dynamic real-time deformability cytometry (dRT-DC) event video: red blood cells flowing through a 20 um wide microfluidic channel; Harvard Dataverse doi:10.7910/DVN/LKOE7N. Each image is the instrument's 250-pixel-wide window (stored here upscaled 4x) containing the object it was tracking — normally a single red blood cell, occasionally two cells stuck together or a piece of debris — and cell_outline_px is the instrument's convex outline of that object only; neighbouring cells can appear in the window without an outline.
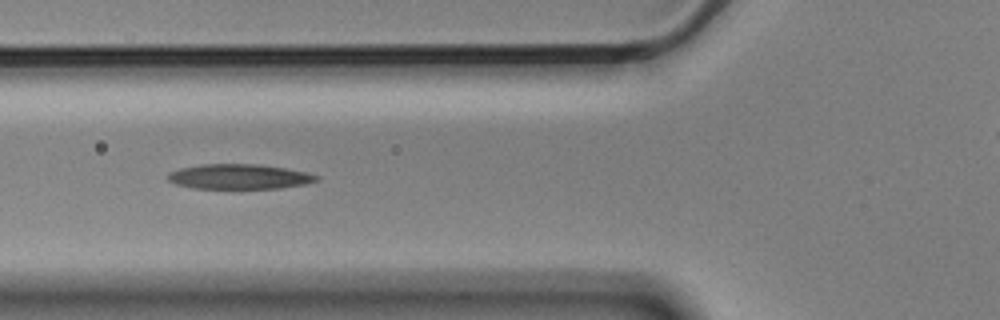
{"species": "Egyptian fruit bat (a non-hibernating species)", "species_latin": "Rousettus aegyptiacus", "temperature_condition": "cold", "stored_images_in_passage": 15, "camera_frame_rate_fps": 3000, "um_per_image_px": 0.085, "animal": {"sex": "male"}, "frame": {"image": 1, "passage_image": 5, "time_ms": 1.333, "image_size_px": [1000, 320], "cell_outline_px": [[320, 180], [304, 184], [280, 188], [192, 188], [176, 184], [168, 180], [168, 172], [180, 168], [200, 164], [256, 164], [284, 168], [308, 172], [320, 176]], "centroid_in_image_um": [20.34, 15.01], "position_along_channel_um": 105.5, "area_um2": 21.62}}
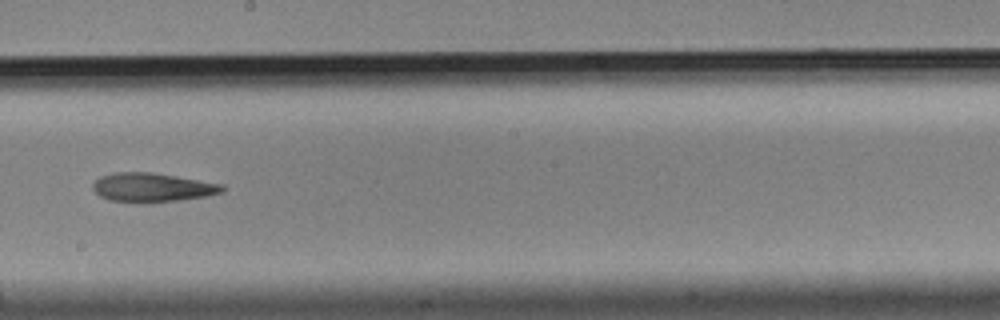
{"frame": {"image": 2, "passage_image": 8, "time_ms": 2.333, "image_size_px": [1000, 320], "cell_outline_px": [[224, 188], [220, 192], [204, 196], [176, 200], [144, 204], [108, 200], [100, 196], [92, 188], [92, 184], [100, 176], [116, 172], [152, 172], [224, 184]], "centroid_in_image_um": [12.88, 15.94], "position_along_channel_um": 235.3, "area_um2": 21.91}}
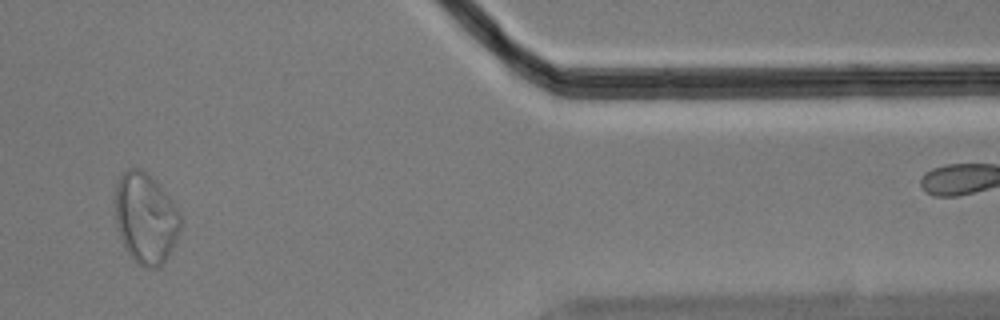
{"frame": {"image": 3, "passage_image": 12, "time_ms": 3.667, "image_size_px": [1000, 320], "cell_outline_px": [[184, 224], [168, 256], [156, 268], [144, 268], [136, 264], [128, 252], [120, 236], [116, 224], [116, 188], [120, 176], [128, 168], [140, 168], [148, 172], [180, 212], [184, 220]], "centroid_in_image_um": [12.41, 18.56], "position_along_channel_um": 399.0, "area_um2": 34.51}}